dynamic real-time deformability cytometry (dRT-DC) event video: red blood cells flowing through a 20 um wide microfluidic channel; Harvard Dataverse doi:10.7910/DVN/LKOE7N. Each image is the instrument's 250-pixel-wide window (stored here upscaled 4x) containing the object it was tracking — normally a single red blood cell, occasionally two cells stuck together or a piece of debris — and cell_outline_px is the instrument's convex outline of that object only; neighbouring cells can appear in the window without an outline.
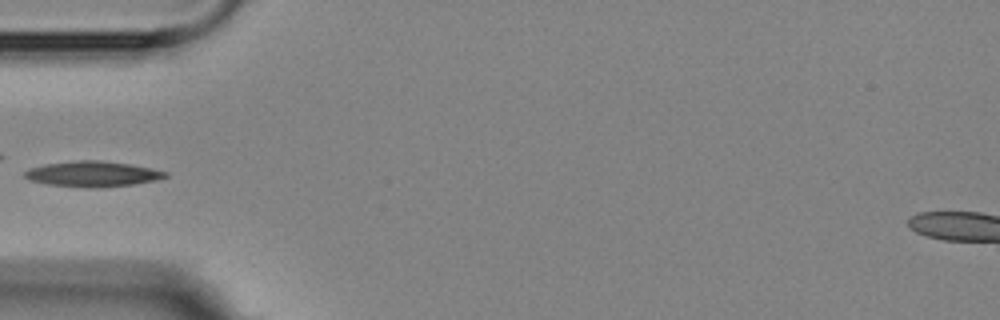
{"species": "Egyptian fruit bat (a non-hibernating species)", "species_latin": "Rousettus aegyptiacus", "temperature_condition": "room temperature", "stored_images_in_passage": 1, "camera_frame_rate_fps": 3000, "um_per_image_px": 0.085, "animal": {"sex": "female"}, "frame": {"image": 1, "passage_image": 1, "time_ms": 0.0, "image_size_px": [1000, 320], "cell_outline_px": [[168, 176], [156, 180], [136, 184], [96, 188], [88, 188], [48, 184], [28, 180], [24, 176], [24, 172], [28, 168], [44, 164], [80, 160], [100, 160], [128, 164], [152, 168], [168, 172]], "centroid_in_image_um": [7.86, 14.79], "position_along_channel_um": 77.1, "area_um2": 20.98}}